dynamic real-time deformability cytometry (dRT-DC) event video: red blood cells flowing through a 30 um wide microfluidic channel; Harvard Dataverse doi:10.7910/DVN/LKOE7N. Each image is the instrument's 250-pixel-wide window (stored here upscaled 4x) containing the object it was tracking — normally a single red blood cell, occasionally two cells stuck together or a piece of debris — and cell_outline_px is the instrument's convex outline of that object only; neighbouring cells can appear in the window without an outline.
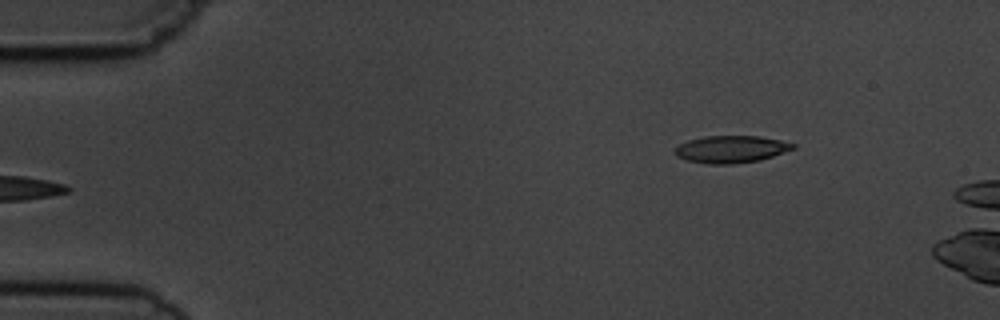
{"species": "common noctule bat (a hibernating species)", "species_latin": "Nyctalus noctula", "temperature_condition": "cold", "stored_images_in_passage": 6, "camera_frame_rate_fps": 3000, "um_per_image_px": 0.085, "animal": {"sex": "male", "body_mass_g": 19.5, "forearm_length_mm": 54.6}, "frame": {"image": 1, "passage_image": 6, "time_ms": 6.0, "image_size_px": [1000, 320], "cell_outline_px": [[796, 148], [760, 160], [732, 164], [708, 164], [688, 160], [676, 156], [676, 148], [680, 144], [688, 140], [704, 136], [760, 136], [780, 140], [796, 144]], "centroid_in_image_um": [62.16, 12.68], "position_along_channel_um": 22.8, "area_um2": 18.61}}